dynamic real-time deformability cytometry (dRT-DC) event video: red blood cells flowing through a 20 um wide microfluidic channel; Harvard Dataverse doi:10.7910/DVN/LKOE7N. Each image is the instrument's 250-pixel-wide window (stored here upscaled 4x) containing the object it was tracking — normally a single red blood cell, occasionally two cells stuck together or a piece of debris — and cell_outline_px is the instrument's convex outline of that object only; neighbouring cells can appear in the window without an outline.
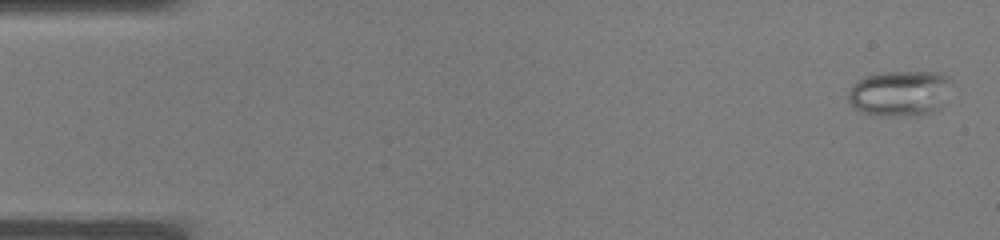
{"species": "common noctule bat (a hibernating species)", "species_latin": "Nyctalus noctula", "temperature_condition": "warm", "stored_images_in_passage": 37, "camera_frame_rate_fps": 3000, "um_per_image_px": 0.085, "animal": {"sex": "male", "body_mass_g": 19.0, "forearm_length_mm": 50.8}, "frame": {"image": 1, "passage_image": 1, "time_ms": 0.0, "image_size_px": [1000, 240], "cell_outline_px": [[956, 84], [940, 108], [936, 112], [888, 116], [864, 112], [856, 108], [848, 100], [848, 92], [852, 84], [856, 80], [864, 76], [880, 72], [940, 72], [948, 76]], "centroid_in_image_um": [76.56, 7.89], "position_along_channel_um": 8.4, "area_um2": 27.86}}
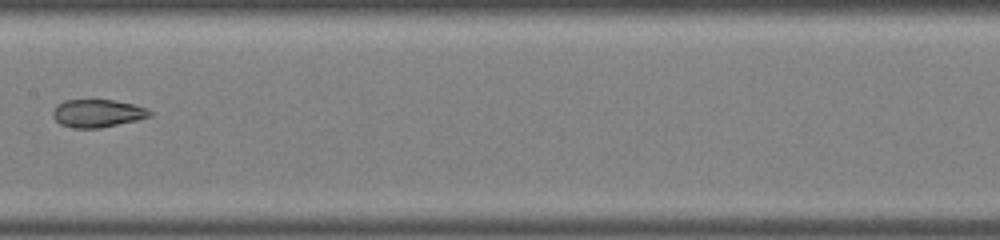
{"frame": {"image": 2, "passage_image": 19, "time_ms": 6.0, "image_size_px": [1000, 240], "cell_outline_px": [[152, 116], [136, 120], [100, 128], [72, 128], [60, 124], [52, 116], [52, 112], [56, 104], [64, 100], [112, 100], [132, 104], [148, 108], [152, 112]], "centroid_in_image_um": [8.26, 9.63], "position_along_channel_um": 199.1, "area_um2": 15.78}}
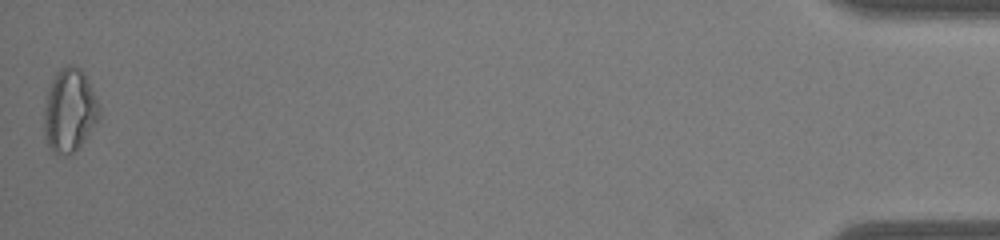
{"frame": {"image": 3, "passage_image": 37, "time_ms": 12.0, "image_size_px": [1000, 240], "cell_outline_px": [[100, 116], [80, 144], [72, 152], [56, 156], [48, 144], [44, 132], [44, 108], [48, 88], [56, 72], [60, 68], [68, 64], [80, 68], [84, 72], [92, 88], [100, 112]], "centroid_in_image_um": [5.88, 9.35], "position_along_channel_um": 429.3, "area_um2": 26.36}}